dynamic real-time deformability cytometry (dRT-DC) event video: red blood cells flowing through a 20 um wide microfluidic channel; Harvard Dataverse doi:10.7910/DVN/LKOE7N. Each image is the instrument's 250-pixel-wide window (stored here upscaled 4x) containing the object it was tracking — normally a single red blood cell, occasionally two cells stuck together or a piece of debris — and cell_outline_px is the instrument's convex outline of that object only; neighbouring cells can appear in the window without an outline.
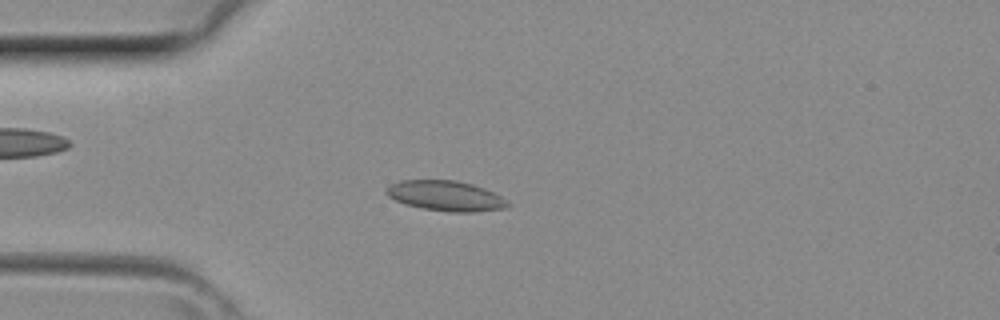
{"species": "common noctule bat (a hibernating species)", "species_latin": "Nyctalus noctula", "temperature_condition": "room temperature", "stored_images_in_passage": 39, "camera_frame_rate_fps": 3000, "um_per_image_px": 0.085, "animal": {"sex": "female", "body_mass_g": 29.2, "forearm_length_mm": 56.3}, "frame": {"image": 1, "passage_image": 9, "time_ms": 2.667, "image_size_px": [1000, 320], "cell_outline_px": [[512, 204], [504, 208], [476, 212], [448, 212], [424, 208], [404, 204], [388, 196], [384, 192], [384, 188], [400, 180], [456, 180], [472, 184], [484, 188], [500, 196]], "centroid_in_image_um": [37.86, 16.64], "position_along_channel_um": 47.1, "area_um2": 21.39}}
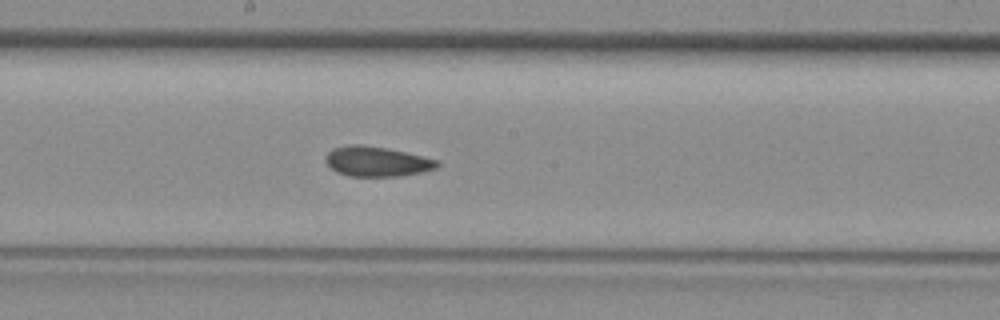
{"frame": {"image": 2, "passage_image": 20, "time_ms": 6.333, "image_size_px": [1000, 320], "cell_outline_px": [[440, 164], [436, 168], [420, 172], [400, 176], [348, 176], [336, 172], [324, 160], [328, 152], [332, 148], [348, 144], [364, 144], [388, 148], [436, 160]], "centroid_in_image_um": [31.97, 13.71], "position_along_channel_um": 216.2, "area_um2": 19.42}}
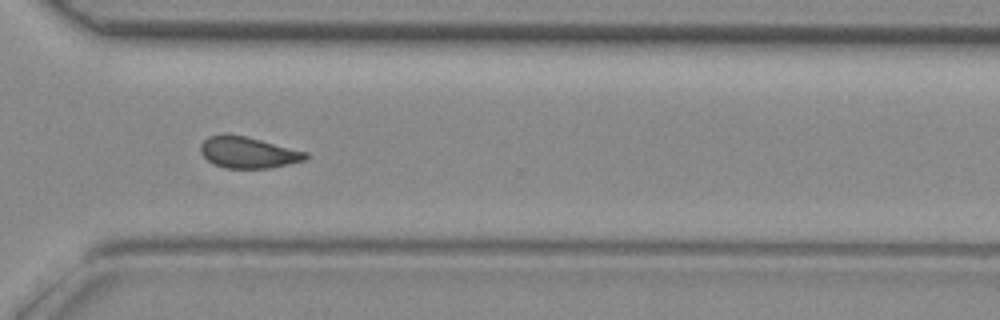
{"frame": {"image": 3, "passage_image": 28, "time_ms": 9.0, "image_size_px": [1000, 320], "cell_outline_px": [[308, 156], [304, 160], [272, 168], [224, 168], [212, 164], [200, 152], [200, 144], [208, 136], [224, 132], [228, 132], [308, 152]], "centroid_in_image_um": [21.03, 12.94], "position_along_channel_um": 349.6, "area_um2": 19.36}}